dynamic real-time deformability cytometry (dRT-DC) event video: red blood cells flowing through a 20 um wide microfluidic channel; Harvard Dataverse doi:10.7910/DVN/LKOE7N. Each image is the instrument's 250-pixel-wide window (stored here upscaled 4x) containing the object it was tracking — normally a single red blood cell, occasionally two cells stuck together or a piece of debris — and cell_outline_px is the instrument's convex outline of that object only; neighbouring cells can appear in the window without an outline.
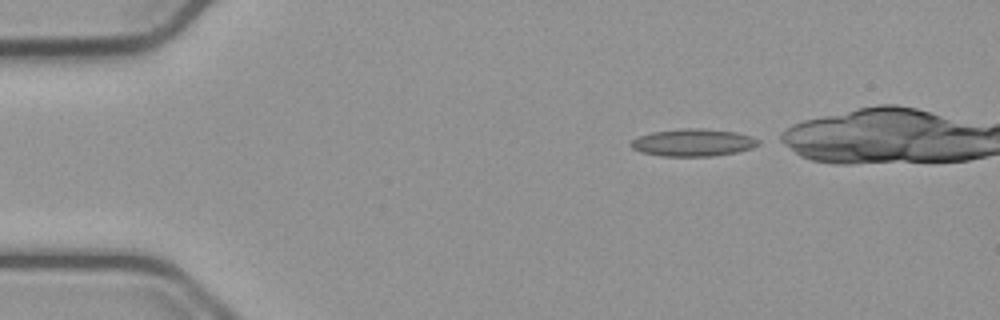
{"species": "common noctule bat (a hibernating species)", "species_latin": "Nyctalus noctula", "temperature_condition": "cold", "stored_images_in_passage": 39, "camera_frame_rate_fps": 3000, "um_per_image_px": 0.085, "animal": {"sex": "male", "body_mass_g": 23.1, "forearm_length_mm": 52.7}, "frame": {"image": 1, "passage_image": 1, "time_ms": 0.0, "image_size_px": [1000, 320], "cell_outline_px": [[760, 144], [752, 148], [736, 152], [712, 156], [660, 156], [640, 152], [632, 148], [628, 144], [636, 136], [652, 132], [684, 128], [700, 128], [736, 132], [752, 136], [760, 140]], "centroid_in_image_um": [58.89, 12.12], "position_along_channel_um": 26.1, "area_um2": 20.52}}
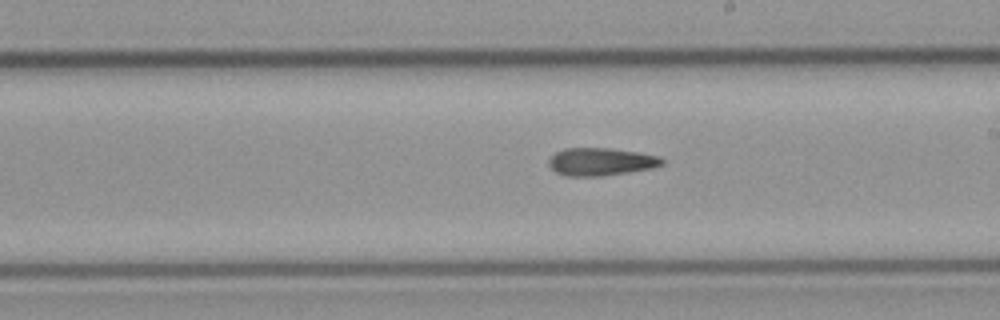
{"frame": {"image": 2, "passage_image": 23, "time_ms": 7.333, "image_size_px": [1000, 320], "cell_outline_px": [[664, 164], [652, 168], [628, 172], [600, 176], [564, 176], [556, 172], [548, 164], [548, 160], [556, 152], [564, 148], [608, 148], [640, 152], [660, 156], [664, 160]], "centroid_in_image_um": [51.08, 13.74], "position_along_channel_um": 237.9, "area_um2": 18.38}}
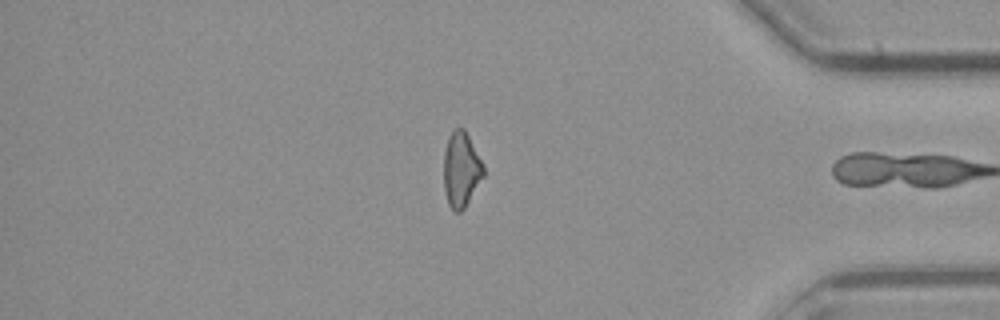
{"frame": {"image": 3, "passage_image": 38, "time_ms": 12.333, "image_size_px": [1000, 320], "cell_outline_px": [[484, 176], [464, 208], [460, 212], [456, 212], [448, 204], [444, 192], [444, 152], [448, 140], [452, 132], [456, 128], [464, 128], [484, 164]], "centroid_in_image_um": [39.21, 14.42], "position_along_channel_um": 396.0, "area_um2": 17.28}, "authors_computed_cell_mechanics": {"area_um2": 18.3804, "velocity_mm_per_s": 3.7811, "shape_relaxation_time_tau1_ms": null, "shape_relaxation_time_tau2_ms": 3.9582, "deformation_change_tau1": null, "deformation_change_tau2": 0.1377}}